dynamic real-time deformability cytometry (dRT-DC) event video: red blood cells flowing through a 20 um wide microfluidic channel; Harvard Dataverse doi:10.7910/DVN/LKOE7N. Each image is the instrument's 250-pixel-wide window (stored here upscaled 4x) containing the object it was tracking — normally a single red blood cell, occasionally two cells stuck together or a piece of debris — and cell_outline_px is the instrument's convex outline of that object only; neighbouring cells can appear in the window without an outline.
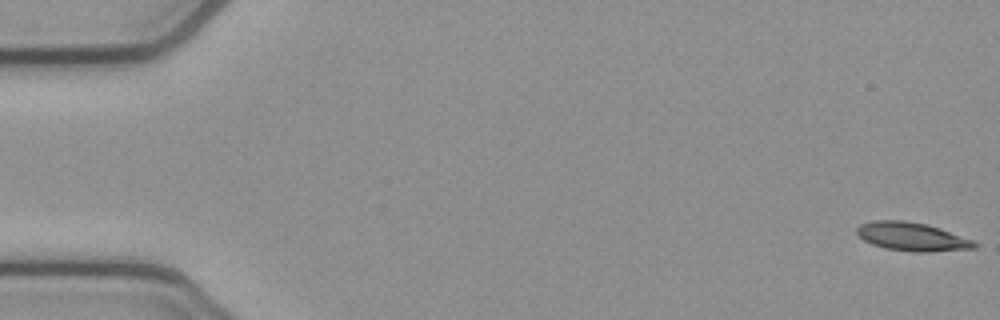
{"species": "common noctule bat (a hibernating species)", "species_latin": "Nyctalus noctula", "temperature_condition": "cold", "stored_images_in_passage": 53, "camera_frame_rate_fps": 3000, "um_per_image_px": 0.085, "animal": {"sex": "female", "body_mass_g": 21.9}, "frame": {"image": 1, "passage_image": 1, "time_ms": 0.0, "image_size_px": [1000, 320], "cell_outline_px": [[980, 244], [976, 248], [932, 252], [912, 252], [884, 248], [872, 244], [864, 240], [856, 232], [856, 228], [860, 224], [872, 220], [904, 220], [924, 224], [940, 228], [972, 240]], "centroid_in_image_um": [77.52, 20.12], "position_along_channel_um": 7.5, "area_um2": 19.59}}
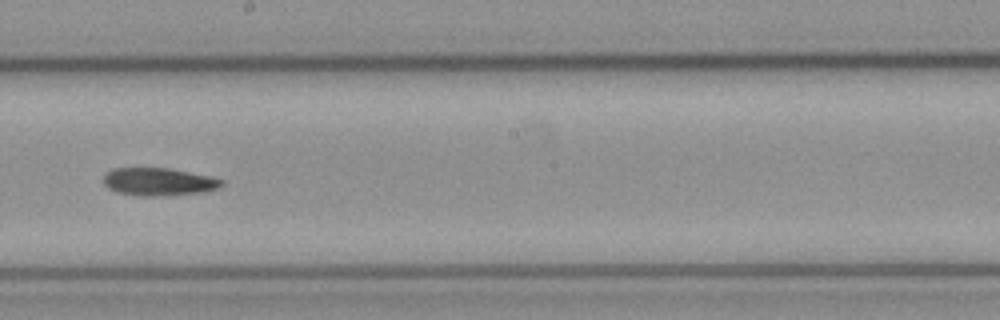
{"frame": {"image": 2, "passage_image": 30, "time_ms": 9.667, "image_size_px": [1000, 320], "cell_outline_px": [[224, 184], [220, 188], [204, 192], [168, 196], [140, 196], [116, 192], [108, 188], [104, 184], [104, 176], [112, 168], [168, 168], [208, 176], [224, 180]], "centroid_in_image_um": [13.5, 15.46], "position_along_channel_um": 234.7, "area_um2": 19.25}}
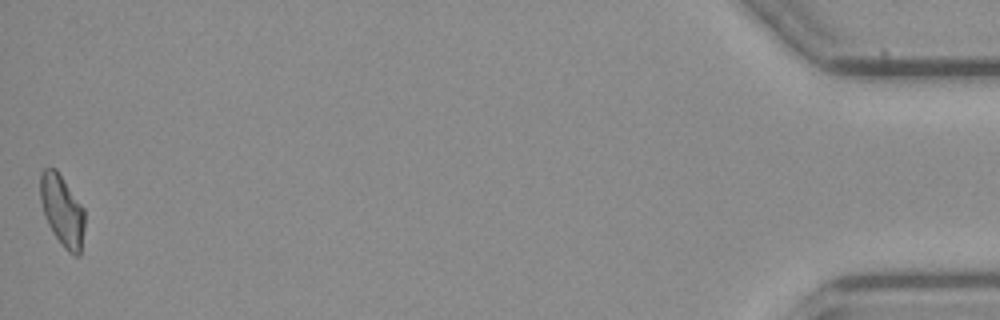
{"frame": {"image": 3, "passage_image": 53, "time_ms": 17.333, "image_size_px": [1000, 320], "cell_outline_px": [[84, 228], [80, 256], [76, 256], [68, 252], [60, 244], [52, 232], [44, 216], [40, 200], [40, 172], [44, 168], [56, 168], [84, 208]], "centroid_in_image_um": [5.27, 17.9], "position_along_channel_um": 429.9, "area_um2": 18.61}}